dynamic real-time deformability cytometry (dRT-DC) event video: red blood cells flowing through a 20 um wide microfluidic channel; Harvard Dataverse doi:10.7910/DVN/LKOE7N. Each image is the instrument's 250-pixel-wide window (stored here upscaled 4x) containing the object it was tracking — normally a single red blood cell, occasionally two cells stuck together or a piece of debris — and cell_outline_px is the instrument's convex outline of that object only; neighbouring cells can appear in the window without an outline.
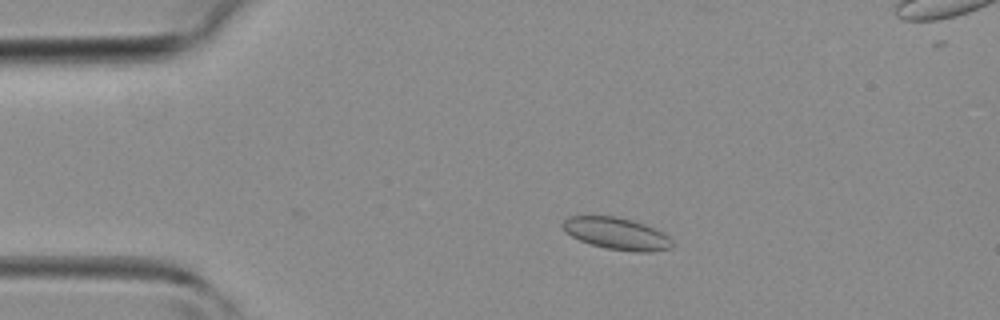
{"species": "common noctule bat (a hibernating species)", "species_latin": "Nyctalus noctula", "temperature_condition": "room temperature", "stored_images_in_passage": 36, "camera_frame_rate_fps": 3000, "um_per_image_px": 0.085, "animal": {"sex": "female", "body_mass_g": 19.3, "forearm_length_mm": 54.1}, "frame": {"image": 1, "passage_image": 2, "time_ms": 0.333, "image_size_px": [1000, 320], "cell_outline_px": [[672, 248], [652, 252], [636, 252], [608, 248], [592, 244], [580, 240], [572, 236], [560, 224], [568, 216], [616, 216], [632, 220], [644, 224], [664, 232], [672, 240]], "centroid_in_image_um": [52.45, 19.85], "position_along_channel_um": 32.5, "area_um2": 20.29}}
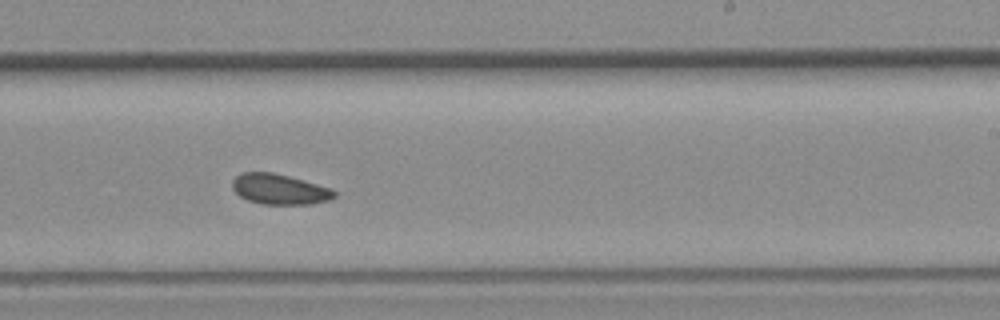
{"frame": {"image": 2, "passage_image": 19, "time_ms": 6.0, "image_size_px": [1000, 320], "cell_outline_px": [[336, 196], [332, 200], [312, 204], [264, 204], [248, 200], [240, 196], [232, 188], [232, 180], [240, 172], [272, 172], [304, 180], [332, 188], [336, 192]], "centroid_in_image_um": [23.79, 16.08], "position_along_channel_um": 265.2, "area_um2": 18.21}}
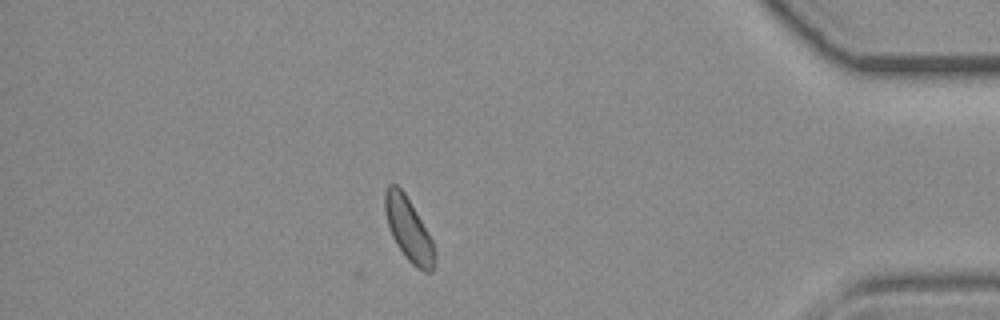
{"frame": {"image": 3, "passage_image": 30, "time_ms": 9.667, "image_size_px": [1000, 320], "cell_outline_px": [[432, 272], [424, 272], [416, 268], [404, 256], [396, 244], [392, 236], [384, 212], [384, 192], [388, 184], [396, 184], [404, 192], [428, 232], [432, 240]], "centroid_in_image_um": [34.66, 19.45], "position_along_channel_um": 400.5, "area_um2": 17.86}}